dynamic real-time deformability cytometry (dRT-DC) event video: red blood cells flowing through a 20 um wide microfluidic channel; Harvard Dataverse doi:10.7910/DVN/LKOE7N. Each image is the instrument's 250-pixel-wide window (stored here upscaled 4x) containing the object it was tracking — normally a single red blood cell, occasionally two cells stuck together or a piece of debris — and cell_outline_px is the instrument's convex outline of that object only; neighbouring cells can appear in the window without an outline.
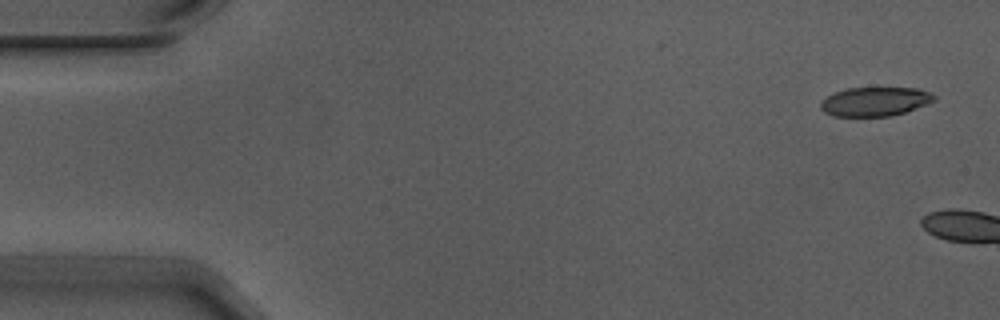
{"species": "Egyptian fruit bat (a non-hibernating species)", "species_latin": "Rousettus aegyptiacus", "temperature_condition": "warm", "stored_images_in_passage": 2, "camera_frame_rate_fps": 3000, "um_per_image_px": 0.085, "animal": {"sex": "male"}, "frame": {"image": 1, "passage_image": 1, "time_ms": 0.0, "image_size_px": [1000, 320], "cell_outline_px": [[936, 100], [904, 112], [892, 116], [832, 116], [824, 112], [820, 108], [820, 100], [836, 92], [848, 88], [920, 88], [932, 92], [936, 96]], "centroid_in_image_um": [74.38, 8.63], "position_along_channel_um": 10.6, "area_um2": 19.25}}